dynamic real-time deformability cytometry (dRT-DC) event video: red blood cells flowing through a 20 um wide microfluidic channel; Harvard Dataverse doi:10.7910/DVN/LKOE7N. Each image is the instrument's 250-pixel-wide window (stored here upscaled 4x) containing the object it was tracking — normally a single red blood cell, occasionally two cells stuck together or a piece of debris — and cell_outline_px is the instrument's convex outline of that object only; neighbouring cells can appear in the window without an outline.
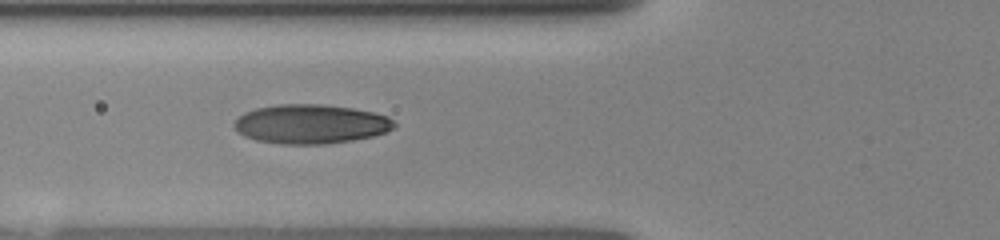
{"species": "human", "species_latin": "Homo sapiens", "temperature_condition": "room temperature", "stored_images_in_passage": 15, "camera_frame_rate_fps": 3000, "um_per_image_px": 0.085, "donor": {"sex": "female"}, "frame": {"image": 1, "passage_image": 2, "time_ms": 1.0, "image_size_px": [1000, 240], "cell_outline_px": [[396, 124], [392, 128], [384, 132], [372, 136], [352, 140], [324, 144], [284, 144], [256, 140], [244, 136], [232, 124], [244, 112], [256, 108], [276, 104], [324, 104], [352, 108], [372, 112], [388, 116]], "centroid_in_image_um": [26.39, 10.53], "position_along_channel_um": 99.4, "area_um2": 36.41}}
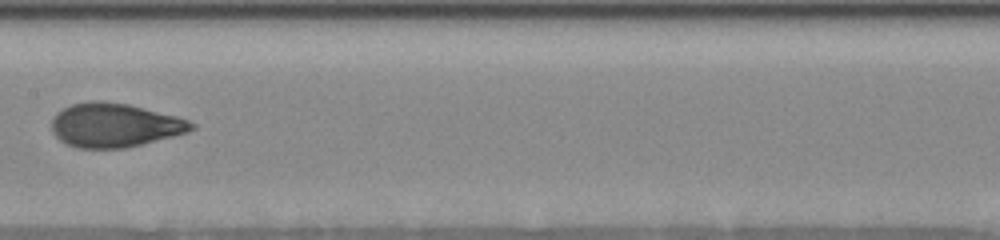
{"frame": {"image": 2, "passage_image": 4, "time_ms": 3.333, "image_size_px": [1000, 240], "cell_outline_px": [[196, 128], [188, 132], [124, 148], [80, 148], [68, 144], [60, 140], [52, 132], [52, 120], [56, 112], [72, 104], [88, 100], [104, 100], [128, 104], [176, 116], [188, 120], [196, 124]], "centroid_in_image_um": [9.73, 10.62], "position_along_channel_um": 197.7, "area_um2": 35.72}}
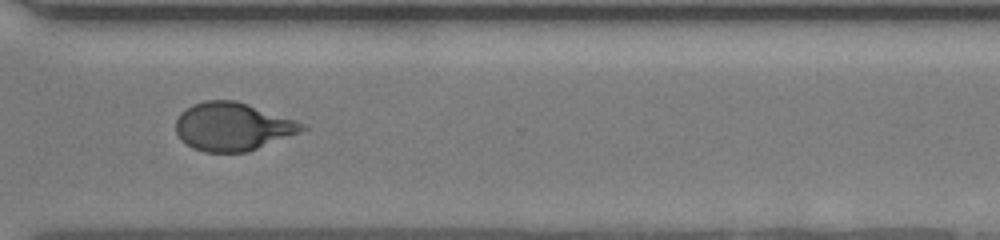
{"frame": {"image": 3, "passage_image": 9, "time_ms": 7.0, "image_size_px": [1000, 240], "cell_outline_px": [[308, 128], [248, 152], [204, 152], [192, 148], [180, 140], [176, 132], [176, 120], [180, 112], [192, 104], [204, 100], [236, 100], [296, 120], [304, 124]], "centroid_in_image_um": [19.72, 10.76], "position_along_channel_um": 350.9, "area_um2": 35.37}}